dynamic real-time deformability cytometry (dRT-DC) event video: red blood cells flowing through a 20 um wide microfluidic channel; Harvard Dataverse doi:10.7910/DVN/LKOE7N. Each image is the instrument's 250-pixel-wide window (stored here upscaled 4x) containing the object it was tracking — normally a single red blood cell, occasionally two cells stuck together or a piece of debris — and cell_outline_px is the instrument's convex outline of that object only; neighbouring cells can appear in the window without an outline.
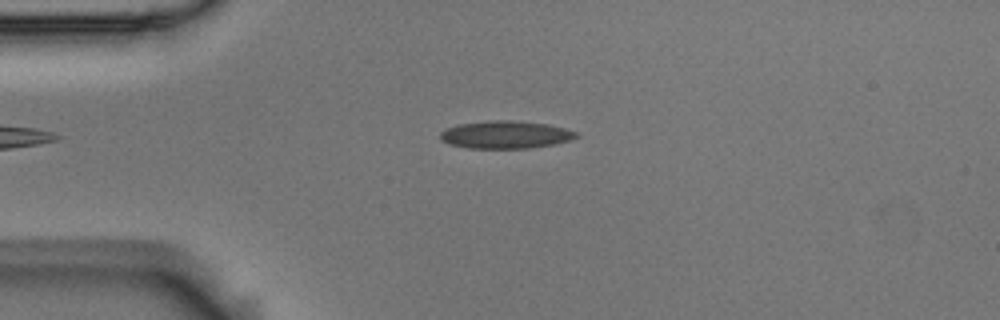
{"species": "Egyptian fruit bat (a non-hibernating species)", "species_latin": "Rousettus aegyptiacus", "temperature_condition": "room temperature", "stored_images_in_passage": 5, "camera_frame_rate_fps": 3000, "um_per_image_px": 0.085, "animal": {"sex": "male"}, "frame": {"image": 1, "passage_image": 4, "time_ms": 1.0, "image_size_px": [1000, 320], "cell_outline_px": [[580, 136], [572, 140], [556, 144], [528, 148], [468, 148], [448, 144], [440, 140], [440, 132], [444, 128], [460, 124], [492, 120], [512, 120], [548, 124], [580, 132]], "centroid_in_image_um": [43.0, 11.45], "position_along_channel_um": 42.0, "area_um2": 22.2}}